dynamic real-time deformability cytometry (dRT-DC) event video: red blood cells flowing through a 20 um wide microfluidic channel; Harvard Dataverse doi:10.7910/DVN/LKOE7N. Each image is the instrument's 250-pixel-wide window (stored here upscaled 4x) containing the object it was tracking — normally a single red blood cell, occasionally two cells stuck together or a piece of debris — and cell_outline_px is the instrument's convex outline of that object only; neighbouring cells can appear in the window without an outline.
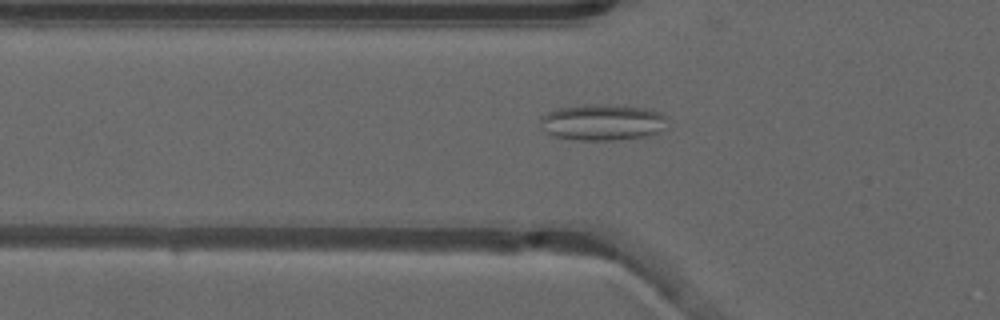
{"species": "common noctule bat (a hibernating species)", "species_latin": "Nyctalus noctula", "temperature_condition": "warm", "stored_images_in_passage": 44, "camera_frame_rate_fps": 3000, "um_per_image_px": 0.085, "animal": {"sex": "male", "forearm_length_mm": 52.5}, "frame": {"image": 1, "passage_image": 10, "time_ms": 3.0, "image_size_px": [1000, 320], "cell_outline_px": [[668, 116], [664, 128], [660, 132], [648, 136], [612, 140], [580, 140], [552, 136], [544, 132], [540, 128], [540, 116], [556, 108], [584, 104], [604, 104], [648, 108], [660, 112]], "centroid_in_image_um": [51.19, 10.39], "position_along_channel_um": 74.6, "area_um2": 27.34}}
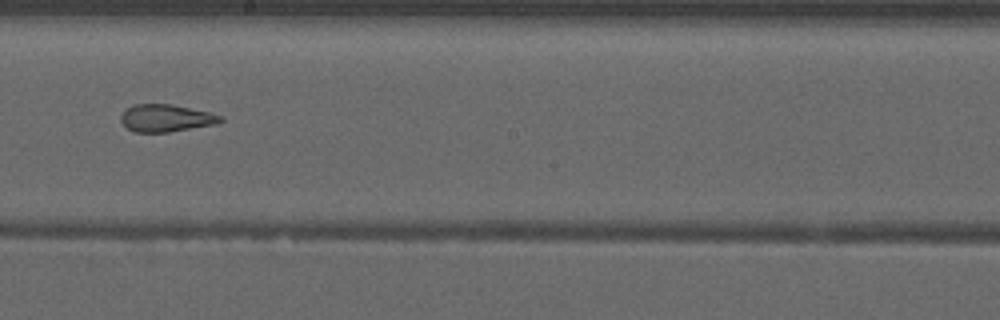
{"frame": {"image": 2, "passage_image": 22, "time_ms": 7.0, "image_size_px": [1000, 320], "cell_outline_px": [[224, 120], [216, 124], [168, 132], [132, 132], [120, 120], [120, 116], [132, 104], [172, 104], [212, 112], [224, 116]], "centroid_in_image_um": [14.15, 10.03], "position_along_channel_um": 234.0, "area_um2": 16.01}}
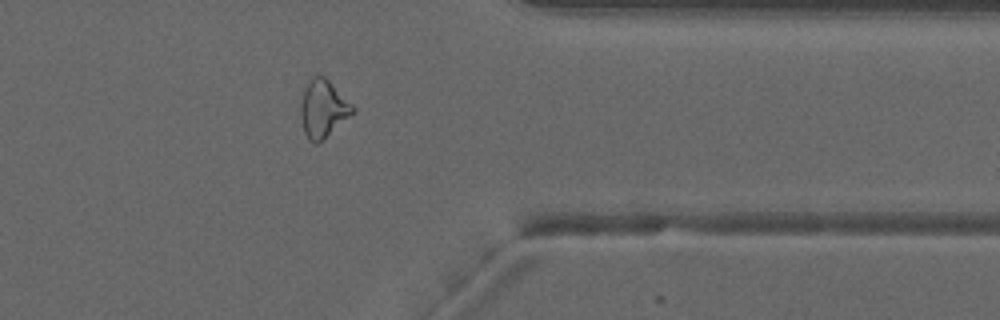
{"frame": {"image": 3, "passage_image": 34, "time_ms": 11.0, "image_size_px": [1000, 320], "cell_outline_px": [[356, 112], [316, 144], [308, 140], [304, 132], [300, 116], [300, 100], [304, 88], [308, 80], [312, 76], [324, 76], [356, 108]], "centroid_in_image_um": [27.44, 9.23], "position_along_channel_um": 384.0, "area_um2": 17.46}, "authors_computed_cell_mechanics": {"area_um2": 17.9758, "velocity_mm_per_s": 3.9853, "shape_relaxation_time_tau1_ms": null, "shape_relaxation_time_tau2_ms": 1.9871, "deformation_change_tau1": null, "deformation_change_tau2": 0.1103}}